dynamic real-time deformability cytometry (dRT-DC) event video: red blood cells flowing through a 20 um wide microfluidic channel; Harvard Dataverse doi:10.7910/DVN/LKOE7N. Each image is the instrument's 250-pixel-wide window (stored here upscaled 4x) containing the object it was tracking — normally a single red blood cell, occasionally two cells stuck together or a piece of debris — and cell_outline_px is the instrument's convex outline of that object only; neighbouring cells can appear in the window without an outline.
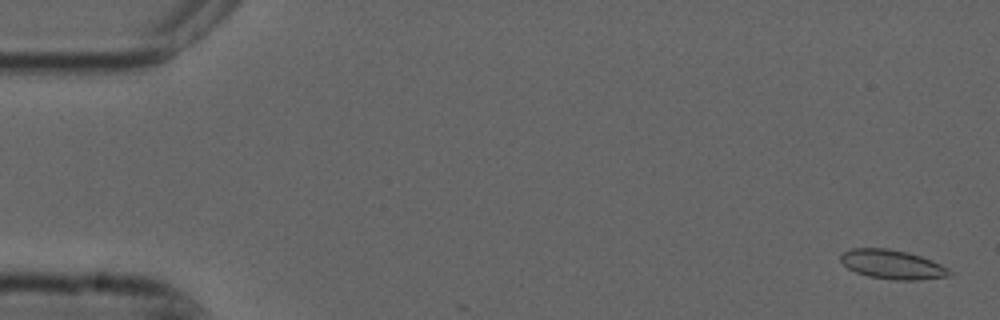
{"species": "common noctule bat (a hibernating species)", "species_latin": "Nyctalus noctula", "temperature_condition": "cold", "stored_images_in_passage": 3, "camera_frame_rate_fps": 3000, "um_per_image_px": 0.085, "animal": {"sex": "male", "forearm_length_mm": 52.5}, "frame": {"image": 1, "passage_image": 1, "time_ms": 0.0, "image_size_px": [1000, 320], "cell_outline_px": [[952, 272], [948, 276], [916, 280], [892, 280], [868, 276], [856, 272], [848, 268], [840, 260], [840, 256], [844, 252], [852, 248], [888, 248], [908, 252], [932, 260], [948, 268]], "centroid_in_image_um": [75.84, 22.48], "position_along_channel_um": 9.2, "area_um2": 18.44}}